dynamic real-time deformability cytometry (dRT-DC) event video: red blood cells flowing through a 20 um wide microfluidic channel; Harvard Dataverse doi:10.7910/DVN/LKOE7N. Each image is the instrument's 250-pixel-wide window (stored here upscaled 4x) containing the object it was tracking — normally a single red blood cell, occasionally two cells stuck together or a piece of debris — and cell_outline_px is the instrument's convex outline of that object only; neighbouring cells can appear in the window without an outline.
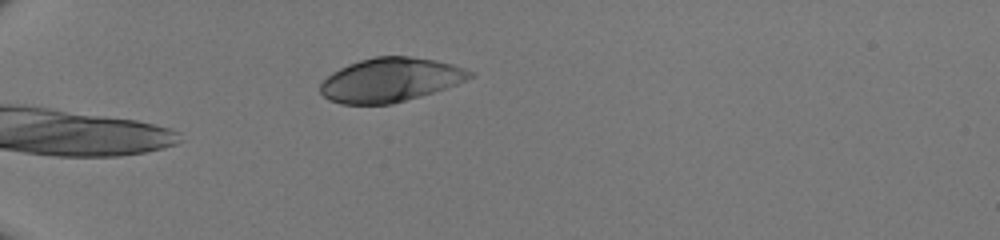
{"species": "human", "species_latin": "Homo sapiens", "temperature_condition": "room temperature", "stored_images_in_passage": 19, "camera_frame_rate_fps": 3000, "um_per_image_px": 0.085, "donor": {"sex": "male"}, "frame": {"image": 1, "passage_image": 1, "time_ms": 0.0, "image_size_px": [1000, 240], "cell_outline_px": [[476, 76], [456, 84], [420, 96], [392, 104], [340, 104], [328, 100], [320, 92], [320, 84], [332, 72], [348, 64], [360, 60], [376, 56], [408, 56], [436, 60], [452, 64], [476, 72]], "centroid_in_image_um": [33.19, 6.79], "position_along_channel_um": 51.8, "area_um2": 38.32}}
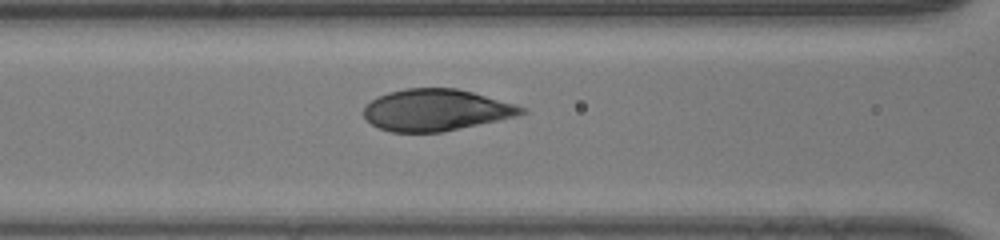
{"frame": {"image": 2, "passage_image": 9, "time_ms": 2.667, "image_size_px": [1000, 240], "cell_outline_px": [[528, 112], [516, 116], [440, 132], [392, 132], [380, 128], [372, 124], [364, 116], [364, 104], [376, 96], [388, 92], [404, 88], [456, 88], [472, 92], [516, 104], [528, 108]], "centroid_in_image_um": [37.04, 9.34], "position_along_channel_um": 129.6, "area_um2": 38.21}}
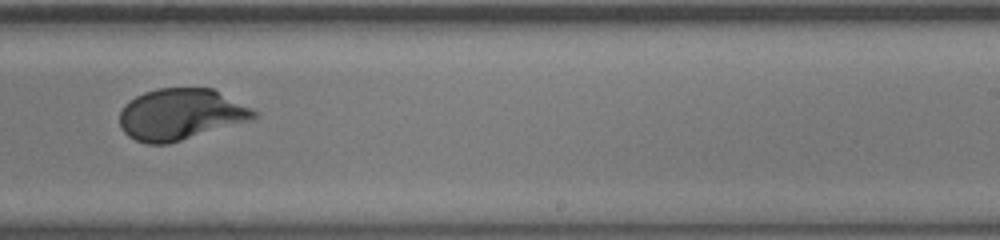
{"frame": {"image": 3, "passage_image": 19, "time_ms": 6.0, "image_size_px": [1000, 240], "cell_outline_px": [[256, 116], [248, 120], [168, 144], [148, 144], [136, 140], [128, 136], [120, 128], [120, 112], [124, 104], [128, 100], [144, 92], [156, 88], [212, 88], [252, 108], [256, 112]], "centroid_in_image_um": [15.29, 9.71], "position_along_channel_um": 273.7, "area_um2": 39.77}}